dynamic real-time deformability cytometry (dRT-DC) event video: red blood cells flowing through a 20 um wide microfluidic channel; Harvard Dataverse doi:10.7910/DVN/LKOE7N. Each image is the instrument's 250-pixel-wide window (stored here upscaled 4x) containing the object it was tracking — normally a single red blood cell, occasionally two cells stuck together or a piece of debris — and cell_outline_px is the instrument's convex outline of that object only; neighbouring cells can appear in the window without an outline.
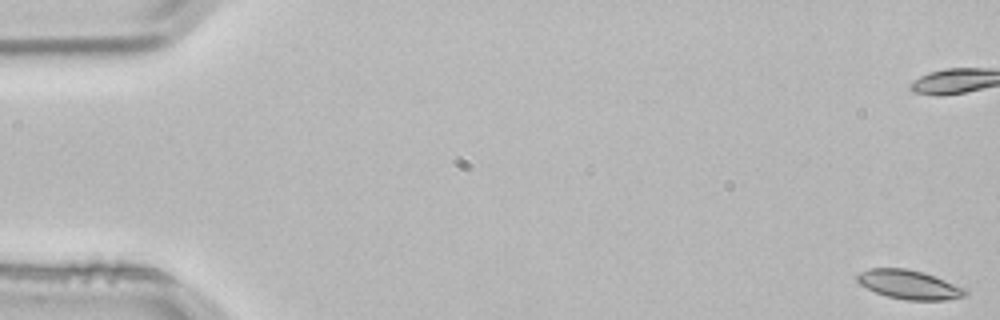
{"species": "common noctule bat (a hibernating species)", "species_latin": "Nyctalus noctula", "temperature_condition": "room temperature", "stored_images_in_passage": 5, "camera_frame_rate_fps": 3000, "um_per_image_px": 0.085, "animal": {"sex": "male", "body_mass_g": 21.5, "forearm_length_mm": 52.0}, "frame": {"image": 1, "passage_image": 1, "time_ms": 0.0, "image_size_px": [1000, 320], "cell_outline_px": [[968, 292], [964, 296], [944, 300], [908, 300], [888, 296], [876, 292], [860, 284], [856, 280], [856, 276], [860, 272], [872, 268], [904, 268], [924, 272], [964, 288]], "centroid_in_image_um": [77.26, 24.18], "position_along_channel_um": 7.7, "area_um2": 17.98}}